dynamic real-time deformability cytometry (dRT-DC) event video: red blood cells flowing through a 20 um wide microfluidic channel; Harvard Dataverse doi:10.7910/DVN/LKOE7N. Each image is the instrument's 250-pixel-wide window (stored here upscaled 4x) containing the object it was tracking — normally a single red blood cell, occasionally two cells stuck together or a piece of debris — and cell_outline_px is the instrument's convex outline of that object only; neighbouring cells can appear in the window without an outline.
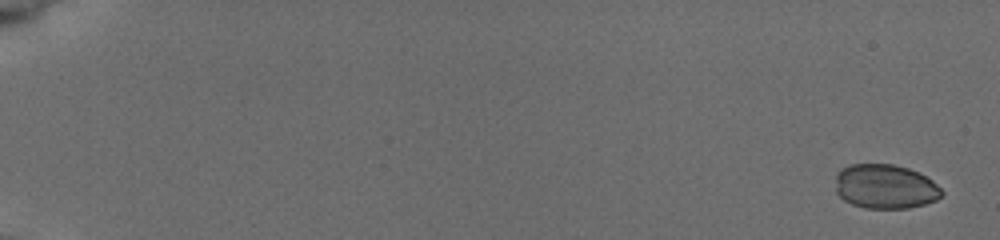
{"species": "common noctule bat (a hibernating species)", "species_latin": "Nyctalus noctula", "temperature_condition": "cold", "stored_images_in_passage": 9, "camera_frame_rate_fps": 3000, "um_per_image_px": 0.085, "animal": {"sex": "female", "body_mass_g": 19.5, "forearm_length_mm": 54.1}, "frame": {"image": 1, "passage_image": 1, "time_ms": 0.0, "image_size_px": [1000, 240], "cell_outline_px": [[944, 192], [936, 200], [924, 204], [908, 208], [864, 208], [852, 204], [844, 200], [836, 192], [836, 172], [840, 168], [848, 164], [892, 164], [908, 168], [920, 172], [932, 180]], "centroid_in_image_um": [75.22, 15.84], "position_along_channel_um": 9.8, "area_um2": 27.69}}
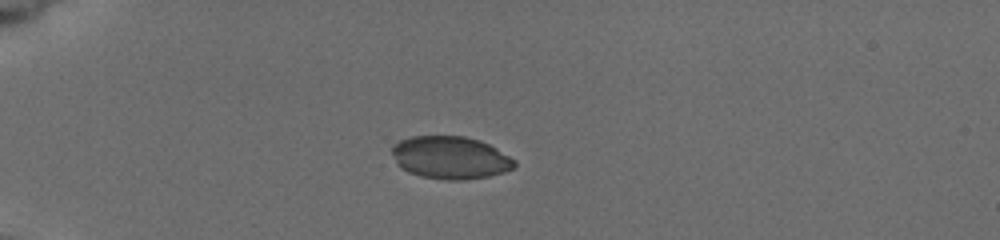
{"frame": {"image": 2, "passage_image": 6, "time_ms": 5.0, "image_size_px": [1000, 240], "cell_outline_px": [[516, 164], [512, 168], [504, 172], [488, 176], [464, 180], [444, 180], [420, 176], [408, 172], [400, 168], [396, 164], [392, 152], [392, 148], [400, 140], [412, 136], [464, 136], [480, 140], [496, 148], [516, 160]], "centroid_in_image_um": [38.27, 13.4], "position_along_channel_um": 46.7, "area_um2": 30.52}}
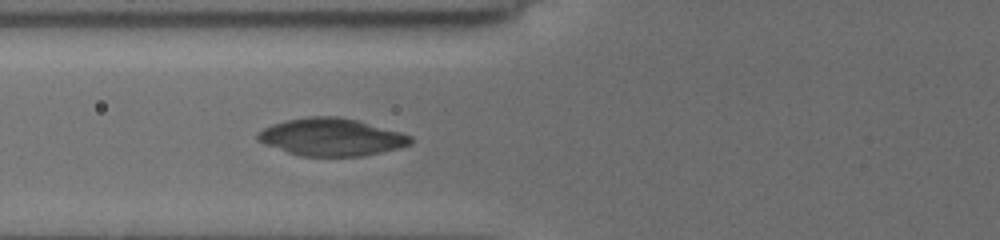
{"frame": {"image": 3, "passage_image": 9, "time_ms": 7.333, "image_size_px": [1000, 240], "cell_outline_px": [[412, 144], [400, 148], [364, 156], [300, 156], [264, 144], [256, 140], [256, 132], [272, 124], [284, 120], [308, 116], [336, 116], [356, 120], [400, 132], [412, 136]], "centroid_in_image_um": [28.14, 11.65], "position_along_channel_um": 97.7, "area_um2": 33.52}}